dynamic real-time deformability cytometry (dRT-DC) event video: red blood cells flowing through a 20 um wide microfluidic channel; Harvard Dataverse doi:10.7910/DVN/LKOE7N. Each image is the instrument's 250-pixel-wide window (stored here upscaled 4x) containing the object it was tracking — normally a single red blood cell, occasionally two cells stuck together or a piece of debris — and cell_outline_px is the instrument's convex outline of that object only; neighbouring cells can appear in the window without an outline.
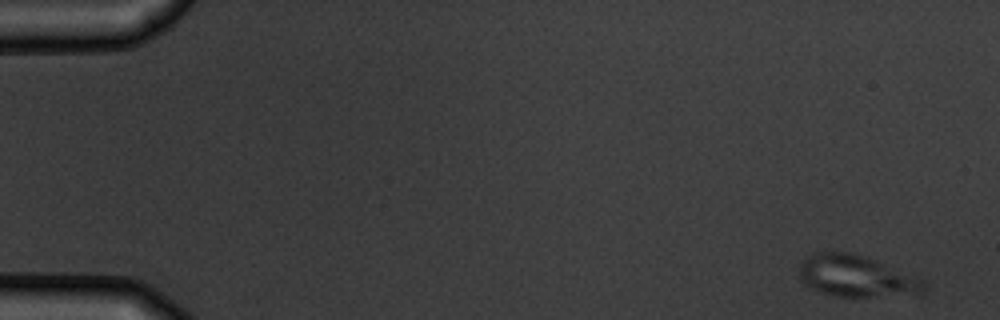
{"species": "common noctule bat (a hibernating species)", "species_latin": "Nyctalus noctula", "temperature_condition": "warm", "stored_images_in_passage": 6, "camera_frame_rate_fps": 3000, "um_per_image_px": 0.085, "animal": {"sex": "male", "body_mass_g": 19.5, "forearm_length_mm": 54.6}, "frame": {"image": 1, "passage_image": 1, "time_ms": 0.0, "image_size_px": [1000, 320], "cell_outline_px": [[924, 292], [920, 296], [832, 296], [820, 292], [804, 284], [800, 276], [800, 268], [804, 256], [816, 252], [848, 252], [872, 260], [924, 280]], "centroid_in_image_um": [72.78, 23.51], "position_along_channel_um": 12.2, "area_um2": 29.88}}